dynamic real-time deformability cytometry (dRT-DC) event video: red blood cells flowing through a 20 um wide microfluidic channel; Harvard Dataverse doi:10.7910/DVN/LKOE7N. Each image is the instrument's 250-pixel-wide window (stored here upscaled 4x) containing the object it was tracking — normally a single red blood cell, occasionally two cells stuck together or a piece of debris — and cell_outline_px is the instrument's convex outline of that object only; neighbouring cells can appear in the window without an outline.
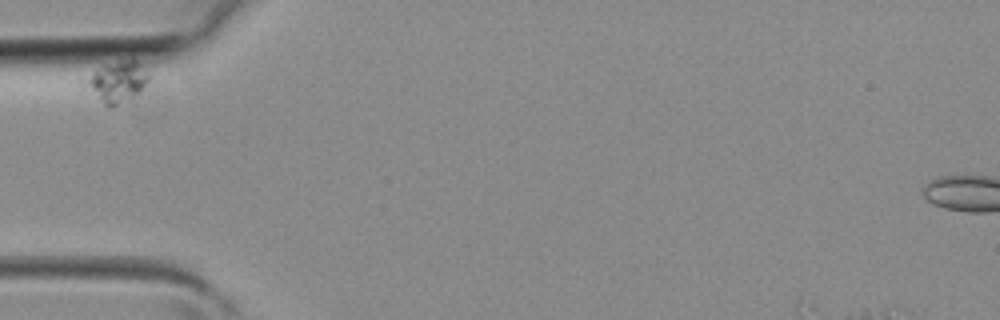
{"species": "common noctule bat (a hibernating species)", "species_latin": "Nyctalus noctula", "temperature_condition": "room temperature", "stored_images_in_passage": 9, "camera_frame_rate_fps": 3000, "um_per_image_px": 0.085, "animal": {"sex": "female", "body_mass_g": 19.3, "forearm_length_mm": 54.1}, "frame": {"image": 1, "passage_image": 1, "time_ms": 0.0, "image_size_px": [1000, 320], "cell_outline_px": [[152, 76], [136, 92], [112, 108], [108, 108], [80, 80], [100, 64], [128, 60], [136, 60], [152, 64]], "centroid_in_image_um": [9.99, 6.84], "position_along_channel_um": 75.0, "area_um2": 15.61}}
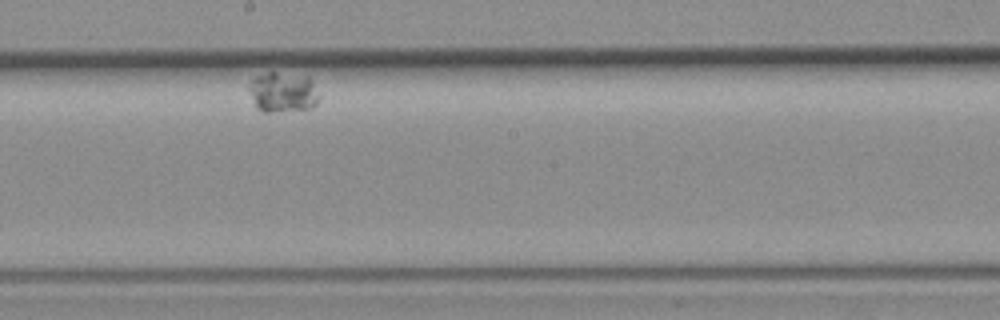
{"frame": {"image": 2, "passage_image": 5, "time_ms": 1.333, "image_size_px": [1000, 320], "cell_outline_px": [[320, 96], [316, 104], [312, 108], [276, 112], [264, 112], [256, 108], [248, 88], [252, 80], [256, 76], [268, 72], [272, 72], [308, 76], [312, 80]], "centroid_in_image_um": [24.06, 7.85], "position_along_channel_um": 224.1, "area_um2": 16.53}}
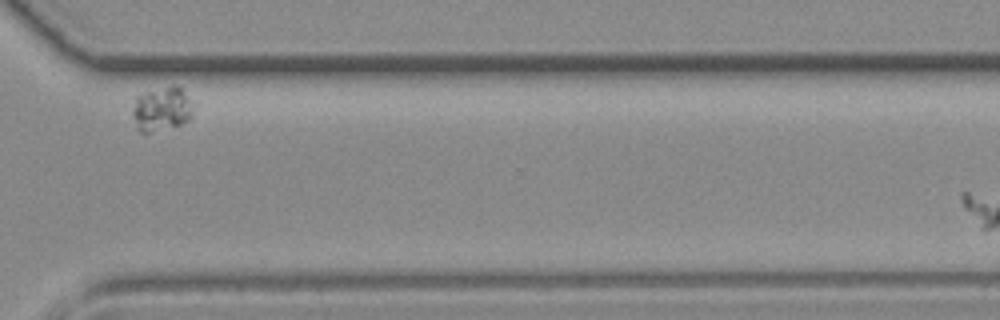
{"frame": {"image": 3, "passage_image": 8, "time_ms": 2.333, "image_size_px": [1000, 320], "cell_outline_px": [[196, 104], [192, 116], [188, 120], [180, 124], [148, 132], [140, 132], [136, 128], [132, 116], [132, 108], [136, 96], [144, 92], [172, 84], [176, 84]], "centroid_in_image_um": [13.76, 9.23], "position_along_channel_um": 356.8, "area_um2": 15.95}}